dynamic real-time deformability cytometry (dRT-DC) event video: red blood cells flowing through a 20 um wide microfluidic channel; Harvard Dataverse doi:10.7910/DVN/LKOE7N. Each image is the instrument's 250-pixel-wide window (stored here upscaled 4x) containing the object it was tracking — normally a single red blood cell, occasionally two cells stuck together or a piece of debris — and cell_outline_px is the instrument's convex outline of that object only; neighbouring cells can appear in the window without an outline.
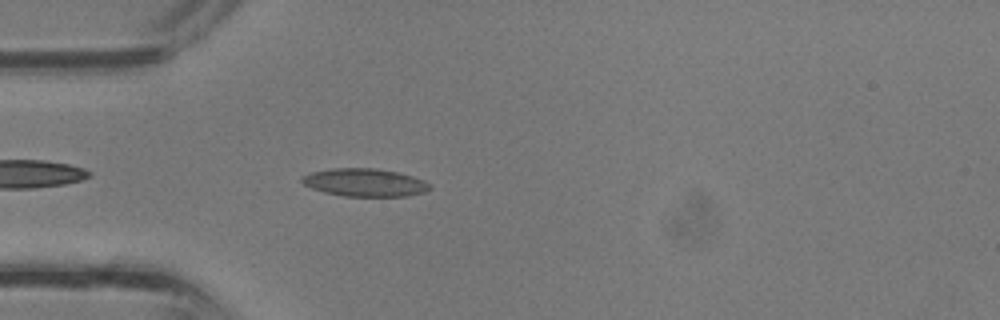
{"species": "common noctule bat (a hibernating species)", "species_latin": "Nyctalus noctula", "temperature_condition": "room temperature", "stored_images_in_passage": 26, "camera_frame_rate_fps": 3000, "um_per_image_px": 0.085, "animal": {"sex": "male", "body_mass_g": 13.3}, "frame": {"image": 1, "passage_image": 3, "time_ms": 0.667, "image_size_px": [1000, 320], "cell_outline_px": [[432, 188], [424, 192], [408, 196], [344, 196], [324, 192], [312, 188], [304, 184], [300, 180], [300, 176], [308, 172], [332, 168], [376, 168], [396, 172], [412, 176], [424, 180], [432, 184]], "centroid_in_image_um": [30.99, 15.51], "position_along_channel_um": 54.0, "area_um2": 20.98}}
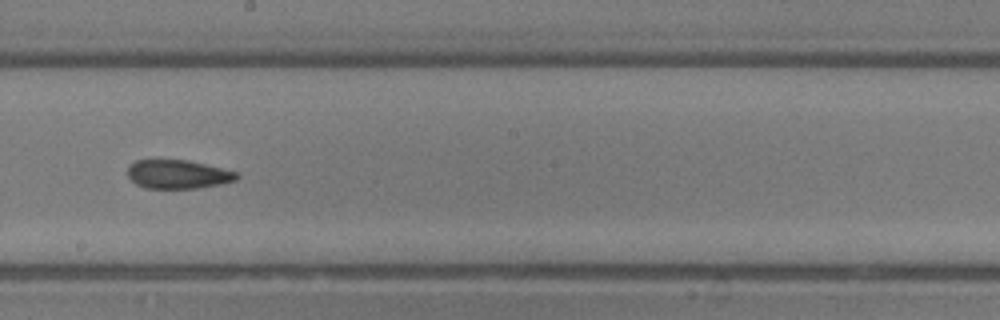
{"frame": {"image": 2, "passage_image": 13, "time_ms": 4.0, "image_size_px": [1000, 320], "cell_outline_px": [[240, 176], [236, 180], [220, 184], [196, 188], [144, 188], [136, 184], [128, 176], [128, 164], [136, 160], [188, 160], [236, 172]], "centroid_in_image_um": [15.09, 14.81], "position_along_channel_um": 233.1, "area_um2": 18.15}}
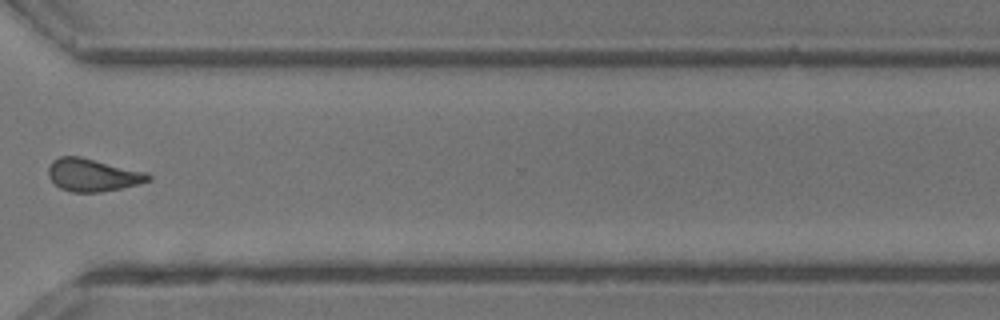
{"frame": {"image": 3, "passage_image": 20, "time_ms": 6.333, "image_size_px": [1000, 320], "cell_outline_px": [[152, 180], [120, 188], [100, 192], [72, 192], [60, 188], [48, 176], [48, 168], [52, 160], [60, 156], [80, 156], [148, 172], [152, 176]], "centroid_in_image_um": [7.89, 14.86], "position_along_channel_um": 362.7, "area_um2": 19.07}}